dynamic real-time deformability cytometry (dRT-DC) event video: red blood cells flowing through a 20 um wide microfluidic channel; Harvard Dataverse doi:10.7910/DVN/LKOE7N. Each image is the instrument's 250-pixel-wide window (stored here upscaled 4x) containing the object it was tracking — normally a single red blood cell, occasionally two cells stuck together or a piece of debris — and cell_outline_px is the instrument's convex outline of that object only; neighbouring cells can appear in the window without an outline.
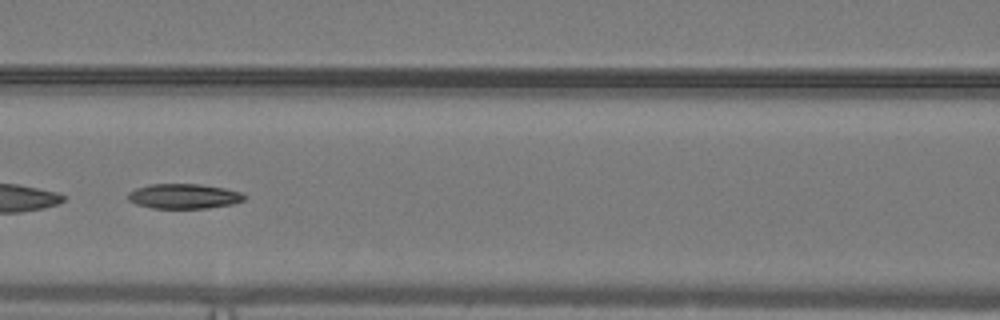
{"species": "common noctule bat (a hibernating species)", "species_latin": "Nyctalus noctula", "temperature_condition": "warm", "stored_images_in_passage": 38, "camera_frame_rate_fps": 3000, "um_per_image_px": 0.085, "animal": {"sex": "male", "body_mass_g": 19.2, "forearm_length_mm": 51.8}, "frame": {"image": 1, "passage_image": 12, "time_ms": 3.667, "image_size_px": [1000, 320], "cell_outline_px": [[244, 200], [232, 204], [208, 208], [152, 208], [136, 204], [128, 200], [128, 192], [136, 188], [152, 184], [200, 184], [224, 188], [240, 192], [244, 196]], "centroid_in_image_um": [15.6, 16.68], "position_along_channel_um": 151.0, "area_um2": 16.76}, "authors_computed_cell_mechanics": {"area_um2": 17.5423, "velocity_mm_per_s": 4.1094, "shape_relaxation_time_tau1_ms": 5.8142, "shape_relaxation_time_tau2_ms": null, "deformation_change_tau1": 0.1545, "deformation_change_tau2": null}}